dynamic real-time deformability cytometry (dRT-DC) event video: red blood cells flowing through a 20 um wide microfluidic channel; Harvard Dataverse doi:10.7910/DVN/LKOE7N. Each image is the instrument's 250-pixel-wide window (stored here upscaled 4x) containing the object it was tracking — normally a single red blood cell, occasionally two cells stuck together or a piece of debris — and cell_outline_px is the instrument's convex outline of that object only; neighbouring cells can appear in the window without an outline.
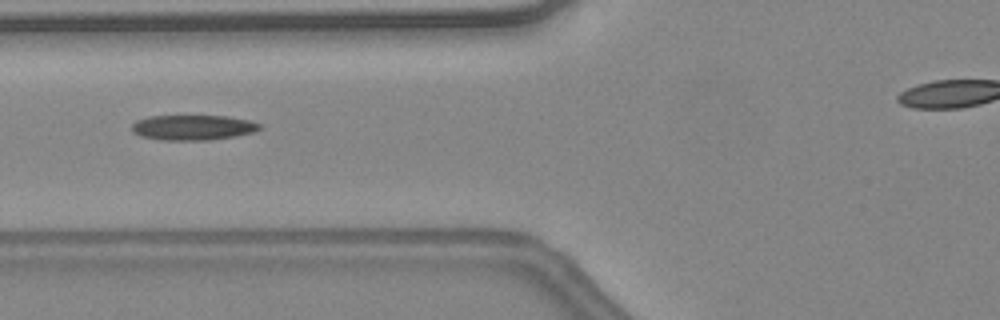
{"species": "common noctule bat (a hibernating species)", "species_latin": "Nyctalus noctula", "temperature_condition": "warm", "stored_images_in_passage": 29, "camera_frame_rate_fps": 3000, "um_per_image_px": 0.085, "animal": {"sex": "female", "body_mass_g": 24.6, "forearm_length_mm": 56.2}, "frame": {"image": 1, "passage_image": 5, "time_ms": 1.333, "image_size_px": [1000, 320], "cell_outline_px": [[260, 128], [256, 132], [236, 136], [208, 140], [160, 140], [140, 136], [132, 132], [132, 124], [136, 120], [148, 116], [228, 116], [248, 120], [260, 124]], "centroid_in_image_um": [16.38, 10.84], "position_along_channel_um": 109.4, "area_um2": 18.84}}